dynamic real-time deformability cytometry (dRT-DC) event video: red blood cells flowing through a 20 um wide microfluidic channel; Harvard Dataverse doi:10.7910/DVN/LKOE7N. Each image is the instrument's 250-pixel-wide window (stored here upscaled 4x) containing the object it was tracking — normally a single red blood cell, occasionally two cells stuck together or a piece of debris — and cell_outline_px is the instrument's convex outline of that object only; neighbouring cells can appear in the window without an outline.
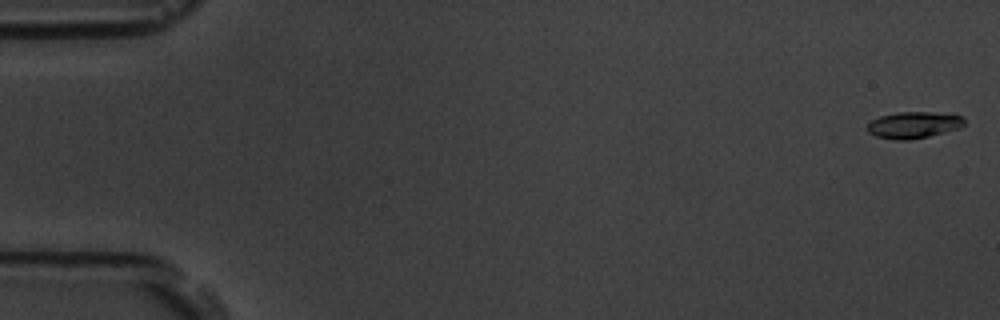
{"species": "common noctule bat (a hibernating species)", "species_latin": "Nyctalus noctula", "temperature_condition": "room temperature", "stored_images_in_passage": 54, "camera_frame_rate_fps": 3000, "um_per_image_px": 0.085, "animal": {"sex": "male", "body_mass_g": 19.5, "forearm_length_mm": 54.6}, "frame": {"image": 1, "passage_image": 1, "time_ms": 0.0, "image_size_px": [1000, 320], "cell_outline_px": [[964, 124], [960, 128], [928, 136], [908, 140], [896, 140], [876, 136], [868, 132], [868, 124], [872, 120], [880, 116], [896, 112], [932, 112], [960, 116], [964, 120]], "centroid_in_image_um": [77.63, 10.62], "position_along_channel_um": 7.4, "area_um2": 14.8}}
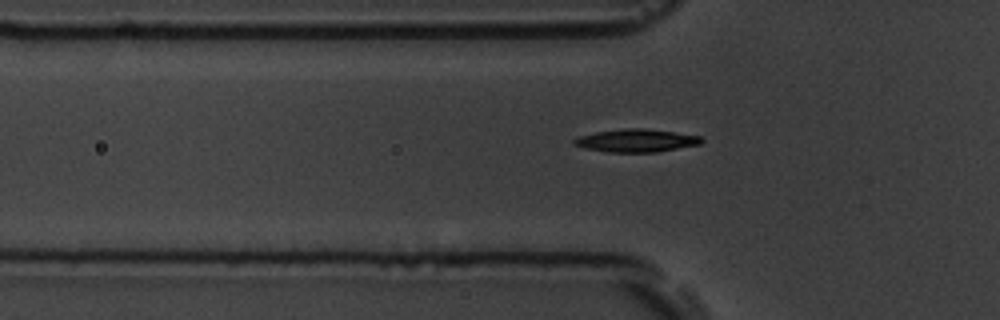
{"frame": {"image": 2, "passage_image": 18, "time_ms": 5.667, "image_size_px": [1000, 320], "cell_outline_px": [[704, 140], [700, 144], [656, 152], [608, 152], [584, 148], [572, 144], [572, 140], [580, 136], [596, 132], [624, 128], [644, 128], [700, 136]], "centroid_in_image_um": [54.05, 11.95], "position_along_channel_um": 71.7, "area_um2": 16.88}}
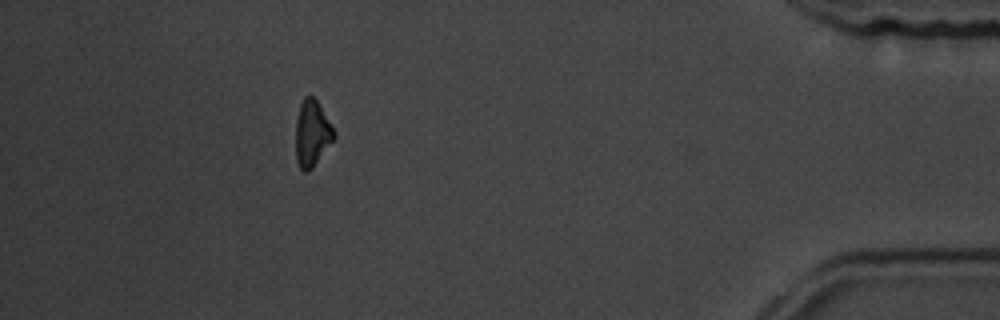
{"frame": {"image": 3, "passage_image": 49, "time_ms": 16.0, "image_size_px": [1000, 320], "cell_outline_px": [[336, 136], [312, 168], [308, 172], [304, 172], [300, 168], [296, 160], [296, 120], [300, 104], [304, 96], [312, 96], [316, 100], [332, 124], [336, 132]], "centroid_in_image_um": [26.52, 11.34], "position_along_channel_um": 408.7, "area_um2": 14.74}, "authors_computed_cell_mechanics": {"area_um2": 15.2014, "velocity_mm_per_s": 3.7856, "shape_relaxation_time_tau1_ms": 7.2914, "shape_relaxation_time_tau2_ms": null, "deformation_change_tau1": 0.2215, "deformation_change_tau2": null}}